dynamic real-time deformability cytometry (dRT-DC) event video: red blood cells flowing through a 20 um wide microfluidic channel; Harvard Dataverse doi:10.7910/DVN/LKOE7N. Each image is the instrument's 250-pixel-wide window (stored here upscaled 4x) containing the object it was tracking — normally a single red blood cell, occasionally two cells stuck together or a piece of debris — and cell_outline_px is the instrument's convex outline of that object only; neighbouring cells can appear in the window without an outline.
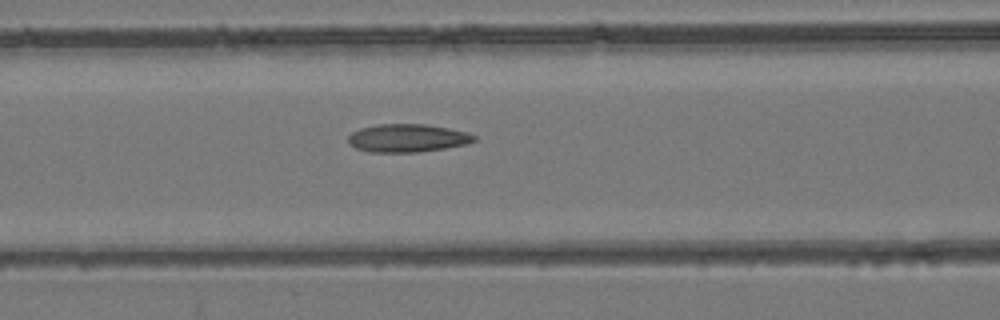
{"species": "common noctule bat (a hibernating species)", "species_latin": "Nyctalus noctula", "temperature_condition": "room temperature", "stored_images_in_passage": 13, "camera_frame_rate_fps": 3000, "um_per_image_px": 0.085, "animal": {"sex": "female", "body_mass_g": 24.6, "forearm_length_mm": 56.2}, "frame": {"image": 1, "passage_image": 6, "time_ms": 1.667, "image_size_px": [1000, 320], "cell_outline_px": [[476, 140], [468, 144], [444, 148], [416, 152], [368, 152], [356, 148], [348, 144], [348, 136], [352, 132], [360, 128], [380, 124], [424, 124], [448, 128], [468, 132], [476, 136]], "centroid_in_image_um": [34.62, 11.74], "position_along_channel_um": 132.0, "area_um2": 20.63}}
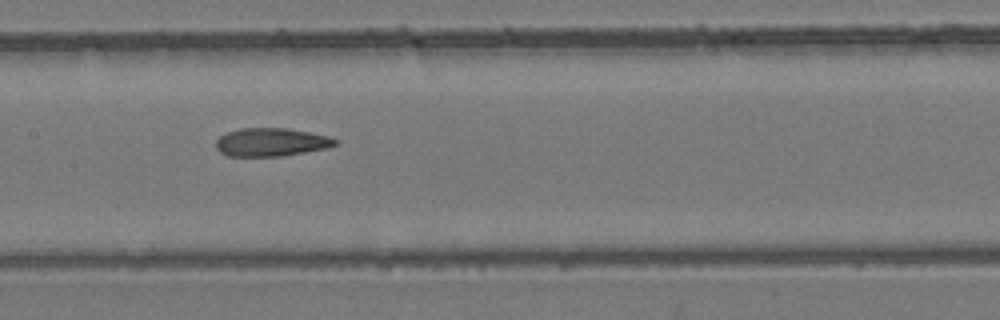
{"frame": {"image": 2, "passage_image": 10, "time_ms": 3.0, "image_size_px": [1000, 320], "cell_outline_px": [[340, 144], [328, 148], [280, 156], [228, 156], [220, 152], [216, 148], [216, 140], [220, 136], [228, 132], [240, 128], [288, 128], [328, 136], [340, 140]], "centroid_in_image_um": [23.09, 12.08], "position_along_channel_um": 184.3, "area_um2": 19.71}}